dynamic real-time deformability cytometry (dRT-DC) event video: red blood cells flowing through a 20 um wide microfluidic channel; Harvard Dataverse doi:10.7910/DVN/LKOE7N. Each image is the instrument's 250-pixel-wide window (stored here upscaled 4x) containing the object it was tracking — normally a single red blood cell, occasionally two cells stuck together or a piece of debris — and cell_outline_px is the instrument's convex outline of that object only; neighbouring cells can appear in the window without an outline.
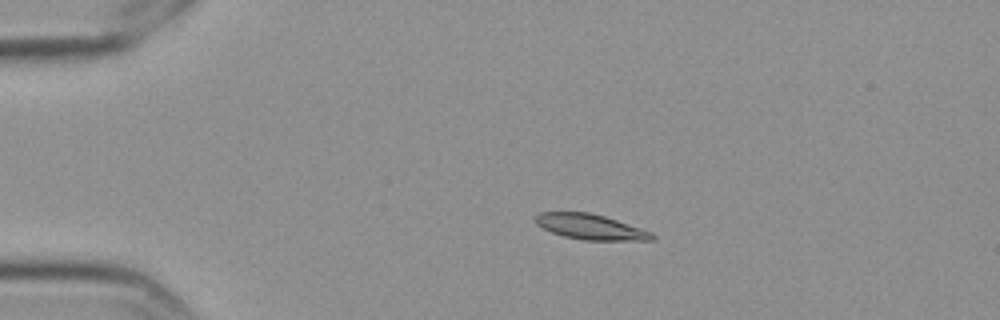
{"species": "Egyptian fruit bat (a non-hibernating species)", "species_latin": "Rousettus aegyptiacus", "temperature_condition": "cold", "stored_images_in_passage": 9, "camera_frame_rate_fps": 3000, "um_per_image_px": 0.085, "frame": {"image": 1, "passage_image": 2, "time_ms": 0.333, "image_size_px": [1000, 320], "cell_outline_px": [[656, 236], [652, 240], [584, 240], [564, 236], [552, 232], [536, 224], [536, 216], [540, 212], [588, 212], [604, 216], [652, 232]], "centroid_in_image_um": [50.2, 19.28], "position_along_channel_um": 34.8, "area_um2": 16.94}}
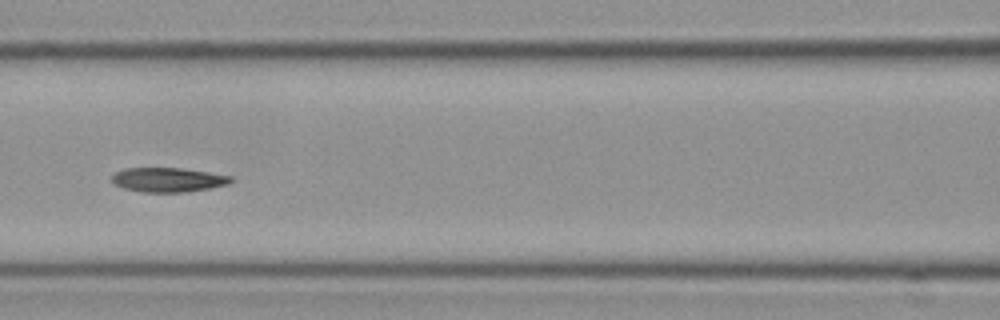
{"frame": {"image": 2, "passage_image": 6, "time_ms": 1.667, "image_size_px": [1000, 320], "cell_outline_px": [[232, 180], [228, 184], [188, 192], [140, 192], [124, 188], [116, 184], [112, 180], [112, 176], [116, 172], [124, 168], [180, 168], [232, 176]], "centroid_in_image_um": [14.27, 15.28], "position_along_channel_um": 152.3, "area_um2": 16.7}}
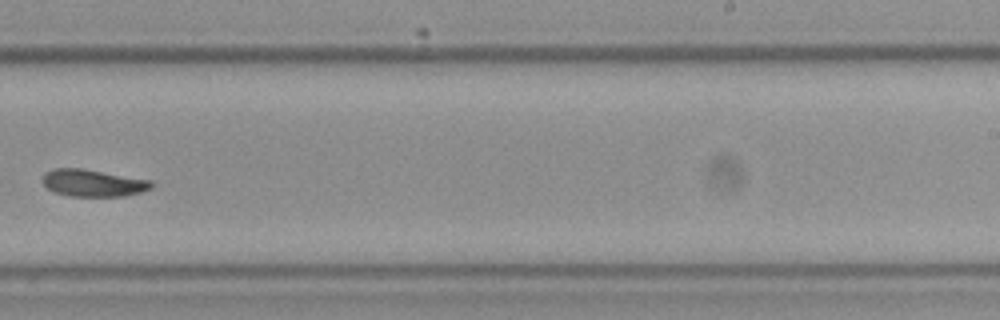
{"frame": {"image": 3, "passage_image": 9, "time_ms": 2.667, "image_size_px": [1000, 320], "cell_outline_px": [[156, 184], [152, 188], [140, 192], [124, 196], [68, 196], [56, 192], [48, 188], [44, 184], [44, 176], [52, 168], [80, 168], [152, 180]], "centroid_in_image_um": [7.97, 15.55], "position_along_channel_um": 281.0, "area_um2": 17.05}}